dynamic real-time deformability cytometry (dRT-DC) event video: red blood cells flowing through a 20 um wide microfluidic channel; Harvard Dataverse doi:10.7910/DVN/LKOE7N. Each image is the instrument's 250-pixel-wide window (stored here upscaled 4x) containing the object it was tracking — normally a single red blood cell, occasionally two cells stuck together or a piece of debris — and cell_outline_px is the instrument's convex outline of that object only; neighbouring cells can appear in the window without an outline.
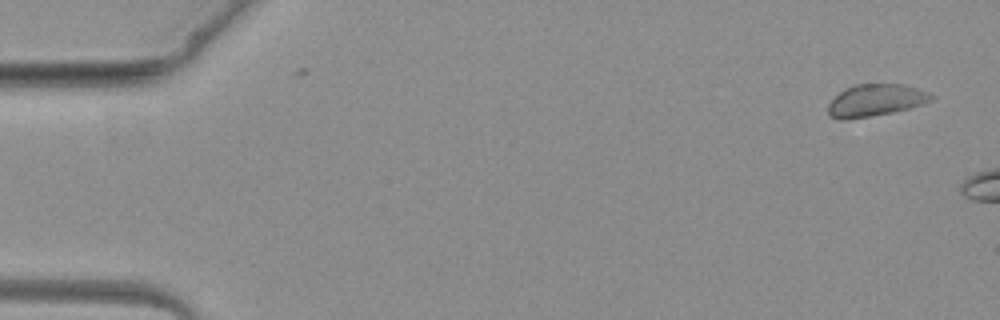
{"species": "common noctule bat (a hibernating species)", "species_latin": "Nyctalus noctula", "temperature_condition": "warm", "stored_images_in_passage": 2, "camera_frame_rate_fps": 3000, "um_per_image_px": 0.085, "animal": {"sex": "female", "body_mass_g": 19.3, "forearm_length_mm": 54.1}, "frame": {"image": 1, "passage_image": 1, "time_ms": 0.0, "image_size_px": [1000, 320], "cell_outline_px": [[936, 96], [932, 100], [924, 104], [892, 112], [848, 120], [840, 120], [828, 116], [828, 104], [844, 88], [856, 84], [908, 84], [928, 92]], "centroid_in_image_um": [74.43, 8.52], "position_along_channel_um": 10.6, "area_um2": 19.48}}